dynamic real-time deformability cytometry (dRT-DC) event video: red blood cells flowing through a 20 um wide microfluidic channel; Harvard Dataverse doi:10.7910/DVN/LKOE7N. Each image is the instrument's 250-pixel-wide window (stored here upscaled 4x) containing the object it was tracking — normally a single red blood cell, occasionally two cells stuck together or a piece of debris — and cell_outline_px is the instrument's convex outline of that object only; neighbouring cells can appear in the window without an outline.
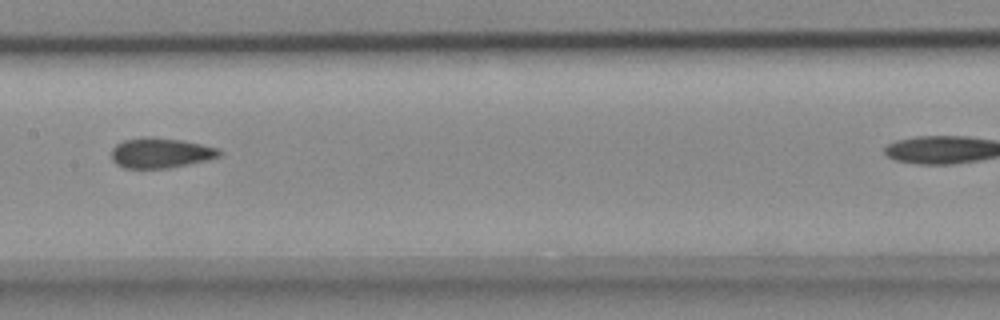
{"species": "common noctule bat (a hibernating species)", "species_latin": "Nyctalus noctula", "temperature_condition": "cold", "stored_images_in_passage": 7, "camera_frame_rate_fps": 3000, "um_per_image_px": 0.085, "animal": {"sex": "female", "body_mass_g": 18.4}, "frame": {"image": 1, "passage_image": 6, "time_ms": 1.667, "image_size_px": [1000, 320], "cell_outline_px": [[224, 152], [220, 156], [188, 164], [168, 168], [124, 168], [116, 164], [112, 160], [112, 148], [116, 144], [124, 140], [144, 136], [152, 136], [184, 140], [220, 148]], "centroid_in_image_um": [13.66, 12.98], "position_along_channel_um": 193.7, "area_um2": 19.19}}